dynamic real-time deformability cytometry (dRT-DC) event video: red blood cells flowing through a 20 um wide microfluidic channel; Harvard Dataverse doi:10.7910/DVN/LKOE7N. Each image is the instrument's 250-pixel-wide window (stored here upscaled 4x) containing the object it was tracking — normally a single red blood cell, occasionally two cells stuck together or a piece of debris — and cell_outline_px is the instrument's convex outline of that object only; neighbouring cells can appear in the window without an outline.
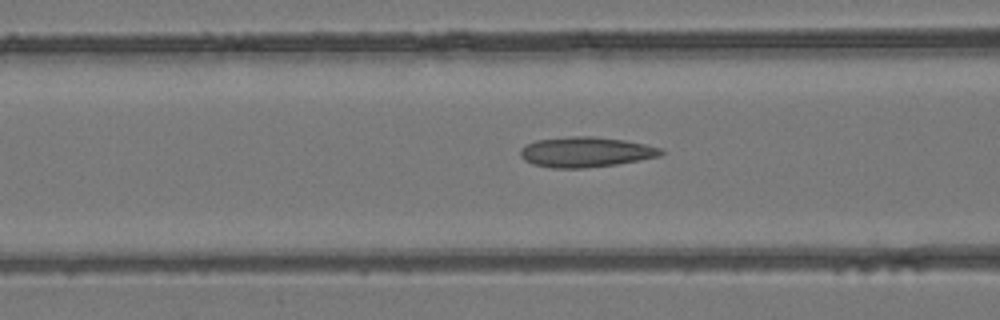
{"species": "common noctule bat (a hibernating species)", "species_latin": "Nyctalus noctula", "temperature_condition": "room temperature", "stored_images_in_passage": 26, "camera_frame_rate_fps": 3000, "um_per_image_px": 0.085, "animal": {"sex": "female", "body_mass_g": 24.6, "forearm_length_mm": 56.2}, "frame": {"image": 1, "passage_image": 6, "time_ms": 1.667, "image_size_px": [1000, 320], "cell_outline_px": [[664, 152], [660, 156], [616, 164], [584, 168], [552, 168], [532, 164], [524, 160], [520, 156], [520, 148], [524, 144], [536, 140], [572, 136], [592, 136], [624, 140], [664, 148]], "centroid_in_image_um": [49.76, 12.92], "position_along_channel_um": 116.8, "area_um2": 24.85}}
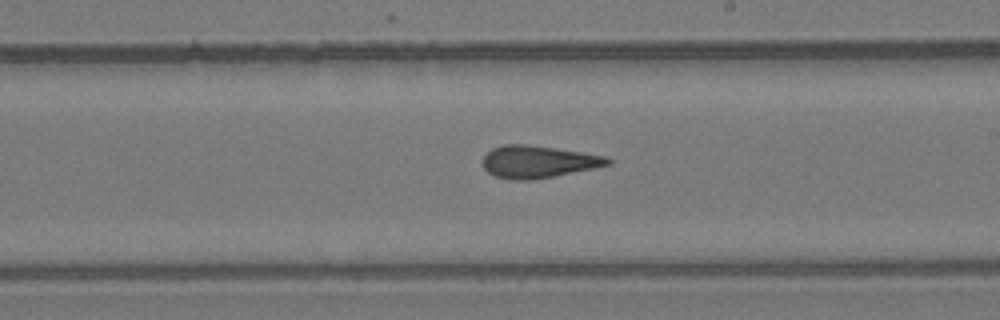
{"frame": {"image": 2, "passage_image": 15, "time_ms": 4.667, "image_size_px": [1000, 320], "cell_outline_px": [[612, 164], [552, 176], [528, 180], [512, 180], [496, 176], [488, 172], [484, 168], [484, 156], [492, 148], [504, 144], [524, 144], [556, 148], [604, 156], [612, 160]], "centroid_in_image_um": [45.72, 13.74], "position_along_channel_um": 243.3, "area_um2": 23.06}}
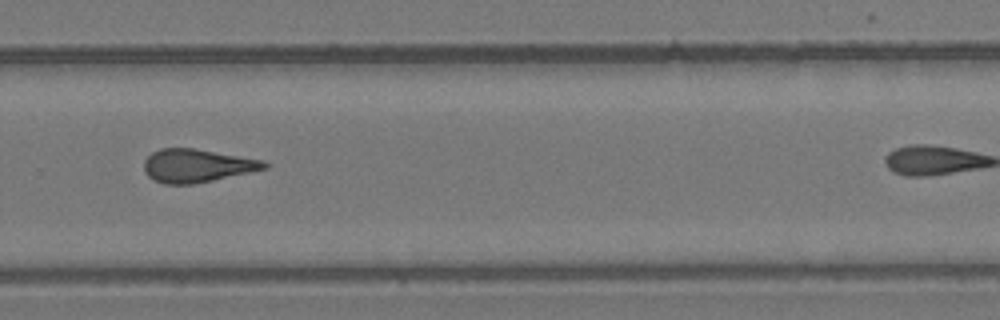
{"frame": {"image": 3, "passage_image": 20, "time_ms": 6.333, "image_size_px": [1000, 320], "cell_outline_px": [[268, 168], [252, 172], [192, 184], [164, 184], [152, 180], [144, 172], [144, 160], [152, 152], [160, 148], [192, 148], [264, 160], [268, 164]], "centroid_in_image_um": [16.72, 14.08], "position_along_channel_um": 313.1, "area_um2": 23.29}}